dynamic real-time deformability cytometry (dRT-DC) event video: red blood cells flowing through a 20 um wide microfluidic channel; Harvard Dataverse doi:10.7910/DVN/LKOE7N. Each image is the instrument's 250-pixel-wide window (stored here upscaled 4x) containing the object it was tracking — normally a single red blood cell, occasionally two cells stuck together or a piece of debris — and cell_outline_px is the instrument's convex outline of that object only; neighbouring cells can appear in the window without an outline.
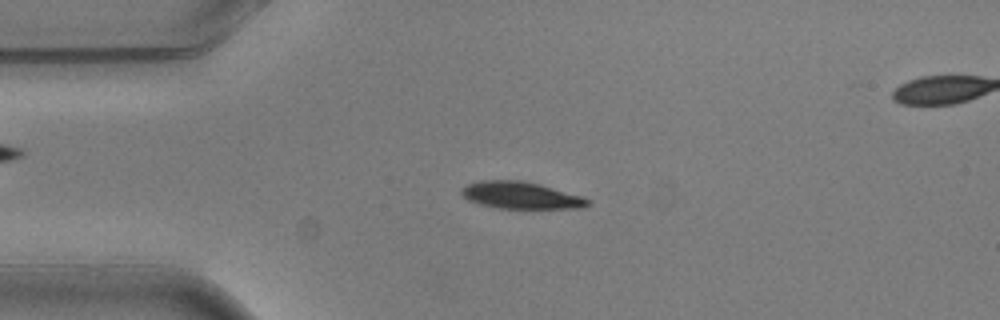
{"species": "common noctule bat (a hibernating species)", "species_latin": "Nyctalus noctula", "temperature_condition": "warm", "stored_images_in_passage": 5, "segment_of_instrument_passage": [1, 2], "camera_frame_rate_fps": 3000, "um_per_image_px": 0.085, "animal": {"sex": "male", "body_mass_g": 20.5, "forearm_length_mm": 52.5}, "frame": {"image": 1, "passage_image": 3, "time_ms": 0.667, "image_size_px": [1000, 320], "cell_outline_px": [[592, 204], [580, 208], [500, 208], [480, 204], [468, 200], [460, 192], [468, 184], [480, 180], [520, 180], [540, 184], [584, 196], [592, 200]], "centroid_in_image_um": [44.34, 16.6], "position_along_channel_um": 40.7, "area_um2": 19.88}}